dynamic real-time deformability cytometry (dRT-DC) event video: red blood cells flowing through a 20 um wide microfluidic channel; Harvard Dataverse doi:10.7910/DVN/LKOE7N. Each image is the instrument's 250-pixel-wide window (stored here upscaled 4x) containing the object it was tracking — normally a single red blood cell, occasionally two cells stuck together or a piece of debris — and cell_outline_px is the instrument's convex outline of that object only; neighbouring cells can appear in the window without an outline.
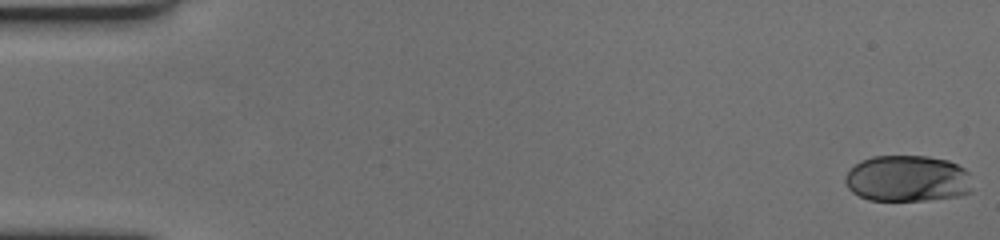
{"species": "human", "species_latin": "Homo sapiens", "temperature_condition": "cold", "stored_images_in_passage": 60, "camera_frame_rate_fps": 3000, "um_per_image_px": 0.085, "donor": {"sex": "female"}, "frame": {"image": 1, "passage_image": 1, "time_ms": 0.0, "image_size_px": [1000, 240], "cell_outline_px": [[972, 188], [968, 192], [960, 196], [924, 200], [868, 200], [852, 192], [848, 188], [844, 180], [844, 176], [848, 168], [860, 160], [872, 156], [928, 156], [948, 160], [964, 168], [968, 172]], "centroid_in_image_um": [77.09, 15.17], "position_along_channel_um": 7.9, "area_um2": 34.68}}
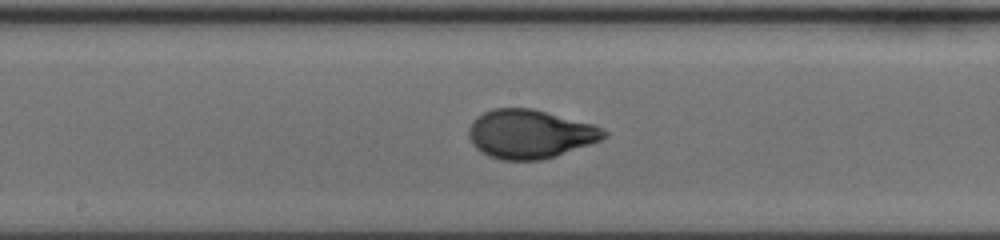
{"frame": {"image": 2, "passage_image": 32, "time_ms": 10.333, "image_size_px": [1000, 240], "cell_outline_px": [[608, 136], [600, 140], [556, 156], [540, 160], [500, 160], [488, 156], [476, 148], [472, 144], [468, 136], [468, 128], [484, 112], [492, 108], [532, 108], [596, 124], [608, 132]], "centroid_in_image_um": [45.07, 11.39], "position_along_channel_um": 203.1, "area_um2": 38.49}}
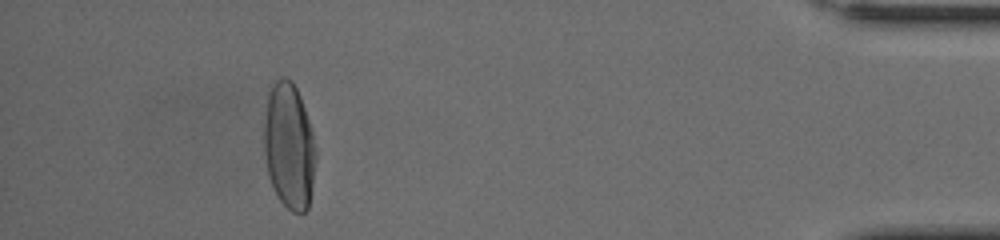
{"frame": {"image": 3, "passage_image": 55, "time_ms": 18.0, "image_size_px": [1000, 240], "cell_outline_px": [[316, 160], [308, 208], [304, 212], [292, 212], [276, 196], [272, 188], [268, 176], [264, 152], [264, 116], [268, 92], [272, 84], [280, 76], [288, 76], [292, 80], [300, 96], [312, 132], [316, 148]], "centroid_in_image_um": [24.55, 12.39], "position_along_channel_um": 410.6, "area_um2": 38.38}, "authors_computed_cell_mechanics": {"area_um2": 37.0498, "velocity_mm_per_s": 3.4717, "shape_relaxation_time_tau1_ms": 3.429, "shape_relaxation_time_tau2_ms": null, "deformation_change_tau1": 0.197, "deformation_change_tau2": null}}